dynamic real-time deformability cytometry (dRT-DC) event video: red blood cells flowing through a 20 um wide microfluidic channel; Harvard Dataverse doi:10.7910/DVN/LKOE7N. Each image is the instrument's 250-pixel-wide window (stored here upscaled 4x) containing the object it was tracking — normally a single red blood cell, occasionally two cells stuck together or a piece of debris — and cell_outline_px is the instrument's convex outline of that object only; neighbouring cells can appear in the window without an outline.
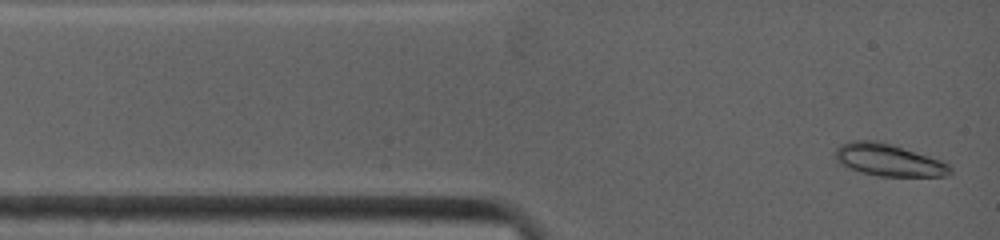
{"species": "common noctule bat (a hibernating species)", "species_latin": "Nyctalus noctula", "temperature_condition": "warm", "stored_images_in_passage": 36, "camera_frame_rate_fps": 4500, "um_per_image_px": 0.085, "animal": {"sex": "female", "body_mass_g": 19.0, "forearm_length_mm": 53.3}, "frame": {"image": 1, "passage_image": 1, "time_ms": 0.0, "image_size_px": [1000, 240], "cell_outline_px": [[952, 172], [948, 176], [880, 176], [860, 172], [848, 168], [840, 164], [832, 156], [836, 148], [840, 144], [852, 140], [876, 140], [928, 156], [940, 160], [948, 164], [952, 168]], "centroid_in_image_um": [75.47, 13.6], "position_along_channel_um": 9.5, "area_um2": 21.56}}
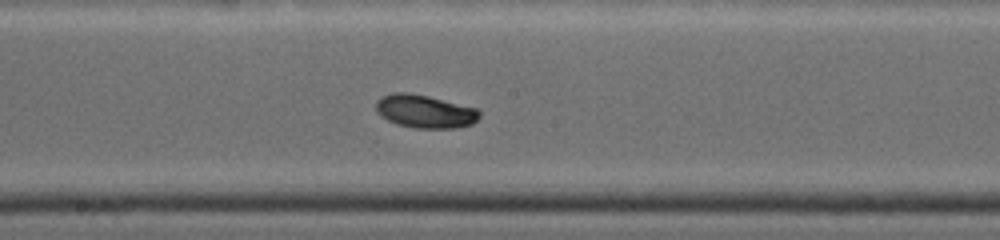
{"frame": {"image": 2, "passage_image": 17, "time_ms": 6.222, "image_size_px": [1000, 240], "cell_outline_px": [[480, 116], [472, 124], [456, 128], [416, 128], [396, 124], [380, 116], [376, 112], [376, 100], [380, 96], [392, 92], [408, 92], [428, 96], [480, 108]], "centroid_in_image_um": [36.11, 9.45], "position_along_channel_um": 212.1, "area_um2": 20.35}}
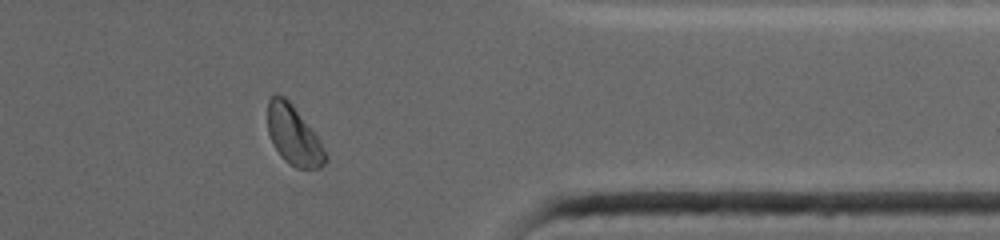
{"frame": {"image": 3, "passage_image": 30, "time_ms": 11.111, "image_size_px": [1000, 240], "cell_outline_px": [[328, 160], [320, 168], [296, 168], [288, 164], [280, 156], [268, 132], [268, 100], [276, 92], [284, 96], [292, 104], [316, 136], [328, 156]], "centroid_in_image_um": [24.95, 11.51], "position_along_channel_um": 386.5, "area_um2": 19.71}, "authors_computed_cell_mechanics": {"area_um2": 19.8832, "velocity_mm_per_s": 3.8843, "shape_relaxation_time_tau1_ms": 2.9062, "shape_relaxation_time_tau2_ms": null, "deformation_change_tau1": 0.1133, "deformation_change_tau2": null}}